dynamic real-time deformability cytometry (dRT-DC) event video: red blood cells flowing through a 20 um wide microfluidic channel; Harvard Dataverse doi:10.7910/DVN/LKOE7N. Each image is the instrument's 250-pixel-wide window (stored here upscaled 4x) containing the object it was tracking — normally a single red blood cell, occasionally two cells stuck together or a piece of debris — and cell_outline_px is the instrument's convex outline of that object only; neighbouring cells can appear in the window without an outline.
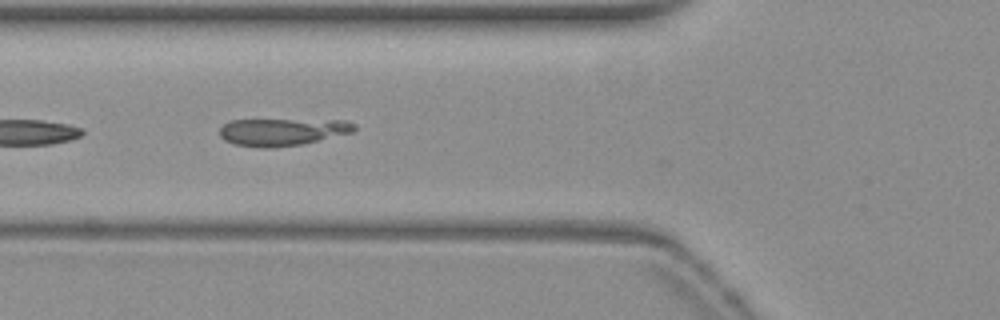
{"species": "common noctule bat (a hibernating species)", "species_latin": "Nyctalus noctula", "temperature_condition": "warm", "stored_images_in_passage": 10, "camera_frame_rate_fps": 3000, "um_per_image_px": 0.085, "animal": {"sex": "female", "body_mass_g": 19.3, "forearm_length_mm": 54.1}, "frame": {"image": 1, "passage_image": 5, "time_ms": 1.333, "image_size_px": [1000, 320], "cell_outline_px": [[356, 128], [352, 132], [304, 144], [272, 148], [260, 148], [236, 144], [224, 140], [220, 136], [220, 128], [228, 120], [348, 120], [356, 124]], "centroid_in_image_um": [24.01, 11.21], "position_along_channel_um": 101.8, "area_um2": 21.56}}